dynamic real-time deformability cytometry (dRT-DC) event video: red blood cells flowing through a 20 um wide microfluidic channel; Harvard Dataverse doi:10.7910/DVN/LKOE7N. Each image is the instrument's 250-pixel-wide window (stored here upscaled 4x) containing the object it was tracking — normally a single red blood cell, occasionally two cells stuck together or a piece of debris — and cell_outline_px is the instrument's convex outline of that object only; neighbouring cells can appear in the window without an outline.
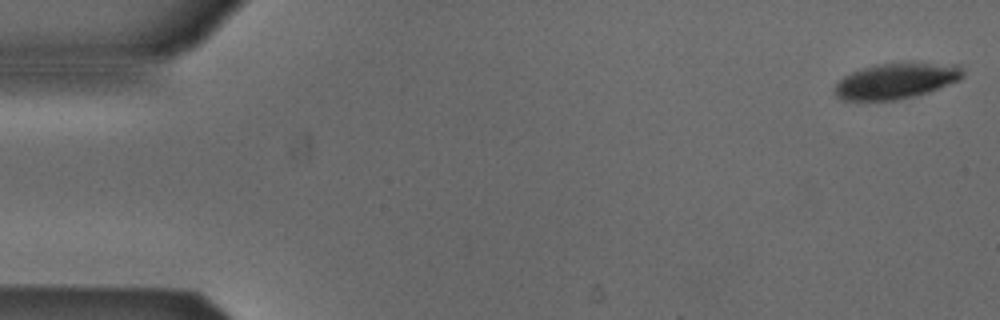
{"species": "Egyptian fruit bat (a non-hibernating species)", "species_latin": "Rousettus aegyptiacus", "temperature_condition": "cold", "stored_images_in_passage": 52, "camera_frame_rate_fps": 3000, "um_per_image_px": 0.085, "animal": {"sex": "male"}, "frame": {"image": 1, "passage_image": 1, "time_ms": 0.0, "image_size_px": [1000, 320], "cell_outline_px": [[964, 76], [960, 80], [928, 92], [916, 96], [896, 100], [844, 100], [836, 96], [836, 84], [844, 76], [860, 68], [876, 64], [956, 64], [964, 72]], "centroid_in_image_um": [76.17, 6.89], "position_along_channel_um": 8.8, "area_um2": 26.18}}
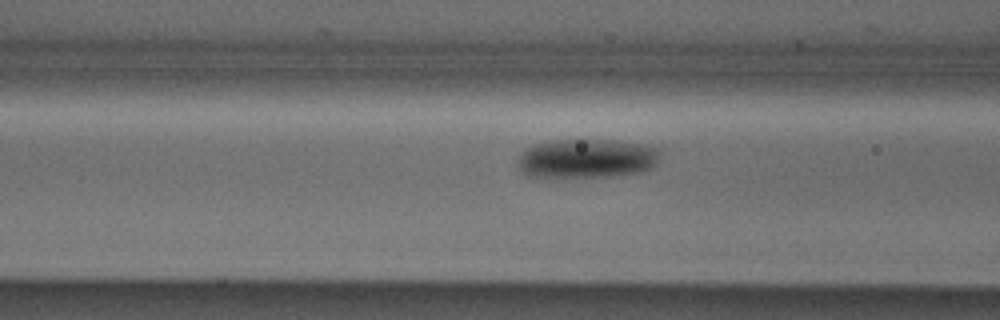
{"frame": {"image": 2, "passage_image": 20, "time_ms": 6.333, "image_size_px": [1000, 320], "cell_outline_px": [[660, 160], [652, 168], [640, 172], [612, 176], [524, 176], [520, 172], [516, 160], [520, 152], [536, 144], [556, 140], [612, 140], [640, 144], [656, 148], [660, 152]], "centroid_in_image_um": [49.85, 13.47], "position_along_channel_um": 116.7, "area_um2": 32.43}}
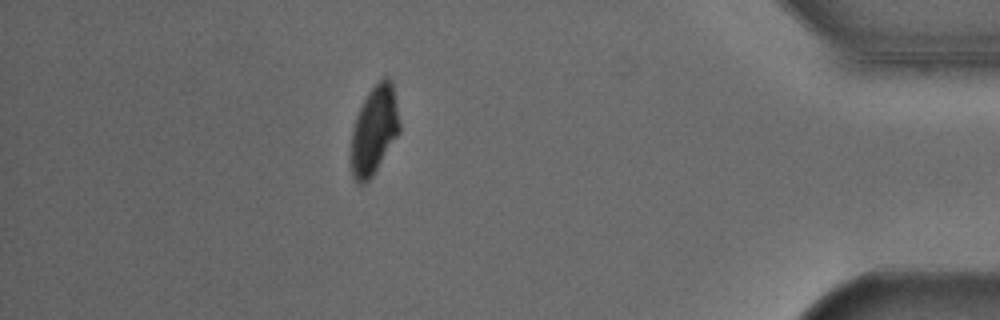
{"frame": {"image": 3, "passage_image": 46, "time_ms": 15.0, "image_size_px": [1000, 320], "cell_outline_px": [[400, 132], [372, 176], [368, 180], [360, 184], [352, 176], [352, 132], [356, 116], [368, 92], [384, 76], [388, 76], [392, 80], [400, 124]], "centroid_in_image_um": [31.83, 11.03], "position_along_channel_um": 403.4, "area_um2": 24.57}, "authors_computed_cell_mechanics": {"area_um2": 29.1601, "velocity_mm_per_s": 3.8606, "shape_relaxation_time_tau1_ms": 2.2697, "shape_relaxation_time_tau2_ms": null, "deformation_change_tau1": 0.0999, "deformation_change_tau2": null}}